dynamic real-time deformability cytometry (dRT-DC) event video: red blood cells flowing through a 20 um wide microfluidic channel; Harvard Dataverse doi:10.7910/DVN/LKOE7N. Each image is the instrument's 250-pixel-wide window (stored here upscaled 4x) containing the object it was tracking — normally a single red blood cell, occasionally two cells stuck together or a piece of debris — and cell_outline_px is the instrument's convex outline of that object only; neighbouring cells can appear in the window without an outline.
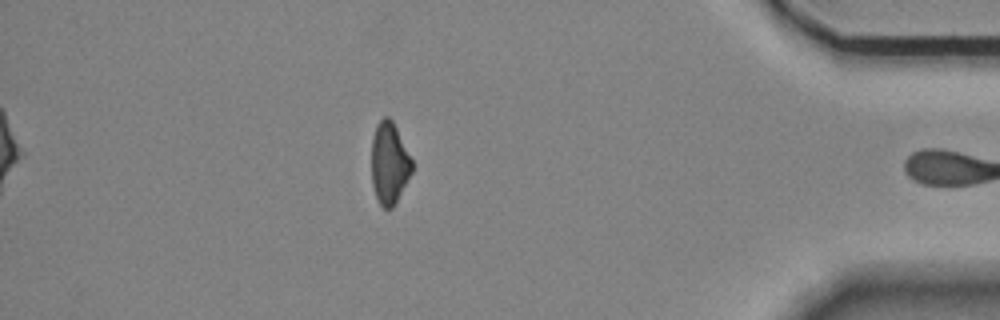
{"species": "Egyptian fruit bat (a non-hibernating species)", "species_latin": "Rousettus aegyptiacus", "temperature_condition": "room temperature", "stored_images_in_passage": 57, "segment_of_instrument_passage": [2, 2], "camera_frame_rate_fps": 3000, "um_per_image_px": 0.085, "animal": {"sex": "female"}, "frame": {"image": 1, "passage_image": 57, "time_ms": 18.667, "image_size_px": [1000, 320], "cell_outline_px": [[412, 172], [392, 208], [384, 208], [380, 204], [376, 196], [372, 184], [372, 136], [376, 124], [384, 116], [388, 116], [392, 120], [412, 160]], "centroid_in_image_um": [33.07, 13.84], "position_along_channel_um": 402.1, "area_um2": 19.02}}